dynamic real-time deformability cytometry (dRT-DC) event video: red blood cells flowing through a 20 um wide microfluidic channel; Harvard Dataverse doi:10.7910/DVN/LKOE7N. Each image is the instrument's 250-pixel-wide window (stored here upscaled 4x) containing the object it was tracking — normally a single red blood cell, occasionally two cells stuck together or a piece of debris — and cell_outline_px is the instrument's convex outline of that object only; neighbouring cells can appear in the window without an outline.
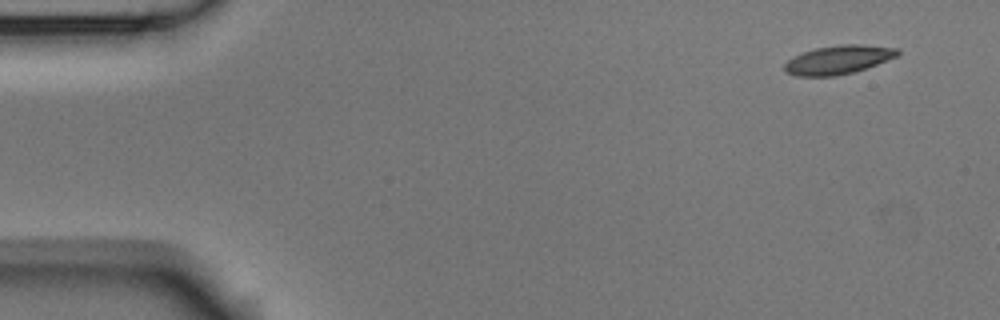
{"species": "Egyptian fruit bat (a non-hibernating species)", "species_latin": "Rousettus aegyptiacus", "temperature_condition": "room temperature", "stored_images_in_passage": 3, "camera_frame_rate_fps": 3000, "um_per_image_px": 0.085, "animal": {"sex": "male"}, "frame": {"image": 1, "passage_image": 1, "time_ms": 0.0, "image_size_px": [1000, 320], "cell_outline_px": [[900, 52], [896, 56], [876, 64], [852, 72], [836, 76], [796, 76], [784, 72], [784, 64], [788, 60], [804, 52], [816, 48], [840, 44], [864, 44], [900, 48]], "centroid_in_image_um": [71.25, 5.07], "position_along_channel_um": 13.8, "area_um2": 18.79}}